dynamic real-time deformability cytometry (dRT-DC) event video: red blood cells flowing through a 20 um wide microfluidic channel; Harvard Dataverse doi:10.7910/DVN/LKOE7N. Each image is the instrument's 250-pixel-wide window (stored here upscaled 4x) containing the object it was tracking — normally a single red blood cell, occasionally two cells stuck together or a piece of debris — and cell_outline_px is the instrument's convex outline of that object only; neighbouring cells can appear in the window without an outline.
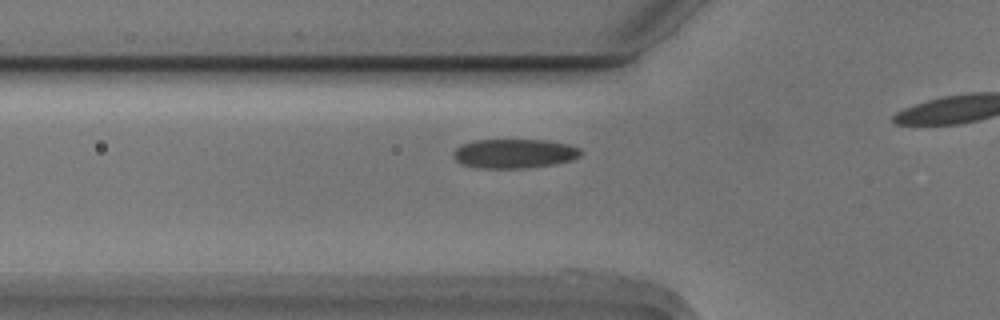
{"species": "Egyptian fruit bat (a non-hibernating species)", "species_latin": "Rousettus aegyptiacus", "temperature_condition": "cold", "stored_images_in_passage": 24, "camera_frame_rate_fps": 3000, "um_per_image_px": 0.085, "animal": {"sex": "male"}, "frame": {"image": 1, "passage_image": 15, "time_ms": 4.667, "image_size_px": [1000, 320], "cell_outline_px": [[580, 156], [572, 160], [552, 164], [524, 168], [480, 168], [460, 164], [452, 156], [452, 152], [460, 144], [472, 140], [548, 140], [568, 144], [580, 148]], "centroid_in_image_um": [43.66, 13.04], "position_along_channel_um": 82.1, "area_um2": 21.85}}
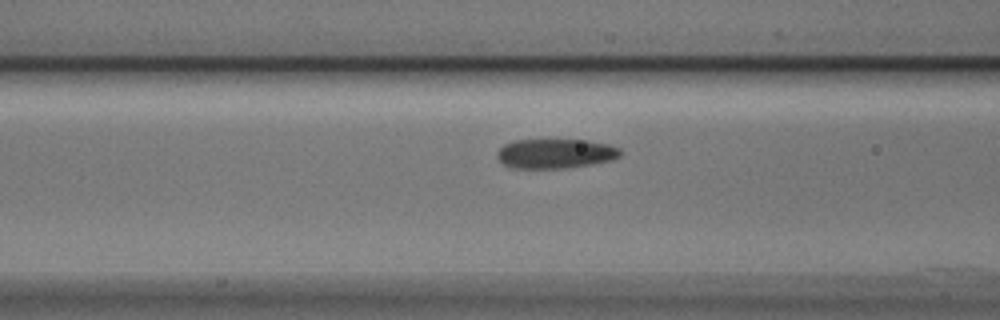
{"frame": {"image": 2, "passage_image": 18, "time_ms": 5.667, "image_size_px": [1000, 320], "cell_outline_px": [[620, 156], [612, 160], [592, 164], [568, 168], [508, 168], [496, 156], [496, 152], [504, 144], [512, 140], [588, 140], [608, 144], [620, 148]], "centroid_in_image_um": [47.19, 13.05], "position_along_channel_um": 119.4, "area_um2": 21.39}}
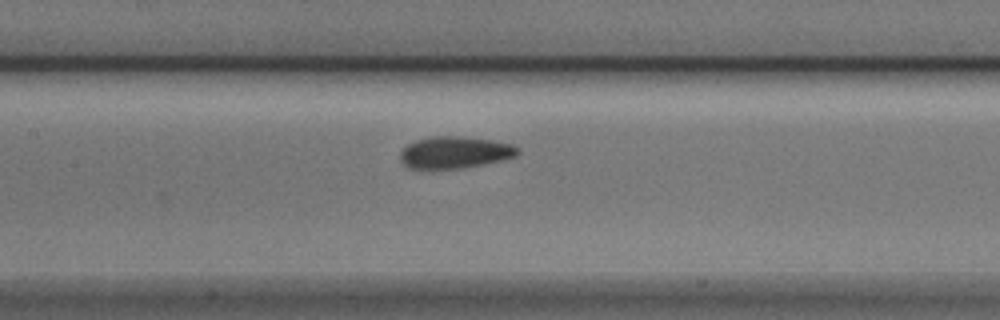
{"frame": {"image": 3, "passage_image": 22, "time_ms": 7.0, "image_size_px": [1000, 320], "cell_outline_px": [[520, 152], [516, 156], [504, 160], [484, 164], [460, 168], [432, 172], [408, 168], [400, 160], [400, 152], [408, 144], [416, 140], [432, 136], [460, 136], [492, 140], [512, 144], [520, 148]], "centroid_in_image_um": [38.63, 12.99], "position_along_channel_um": 168.8, "area_um2": 22.6}}